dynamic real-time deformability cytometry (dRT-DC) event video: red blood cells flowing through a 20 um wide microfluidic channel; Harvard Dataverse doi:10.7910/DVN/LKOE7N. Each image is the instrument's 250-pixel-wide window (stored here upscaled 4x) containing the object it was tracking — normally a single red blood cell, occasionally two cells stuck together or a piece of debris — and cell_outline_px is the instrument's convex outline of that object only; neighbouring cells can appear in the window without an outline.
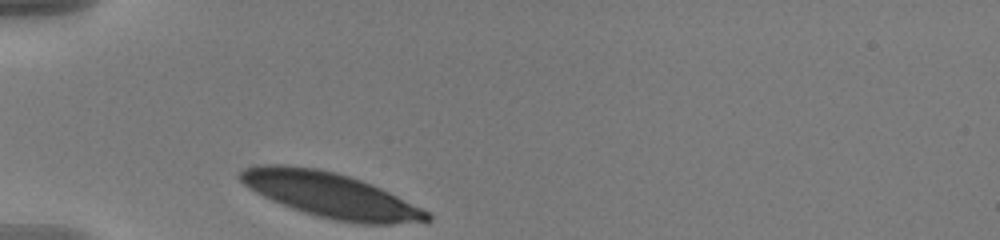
{"species": "human", "species_latin": "Homo sapiens", "temperature_condition": "warm", "stored_images_in_passage": 32, "camera_frame_rate_fps": 3000, "um_per_image_px": 0.085, "donor": {"sex": "male"}, "frame": {"image": 1, "passage_image": 1, "time_ms": 0.0, "image_size_px": [1000, 240], "cell_outline_px": [[432, 220], [392, 224], [360, 224], [332, 220], [316, 216], [292, 208], [272, 200], [248, 188], [236, 176], [244, 168], [264, 164], [284, 164], [316, 168], [336, 172], [372, 184], [428, 212], [432, 216]], "centroid_in_image_um": [28.05, 16.58], "position_along_channel_um": 57.0, "area_um2": 48.55}}
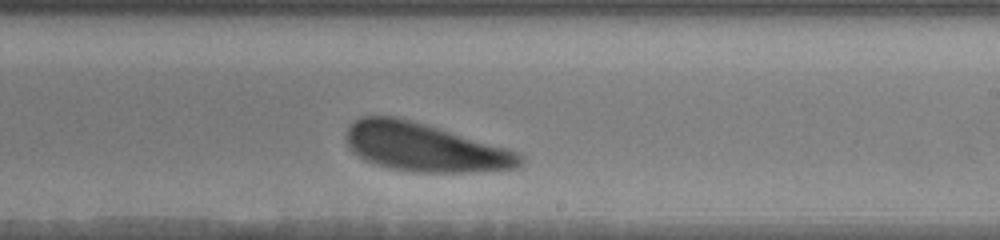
{"frame": {"image": 2, "passage_image": 19, "time_ms": 6.0, "image_size_px": [1000, 240], "cell_outline_px": [[524, 164], [516, 168], [476, 172], [412, 172], [388, 168], [364, 160], [352, 152], [344, 136], [348, 124], [360, 116], [396, 116], [508, 148], [520, 152], [524, 156]], "centroid_in_image_um": [36.08, 12.53], "position_along_channel_um": 252.9, "area_um2": 49.42}}
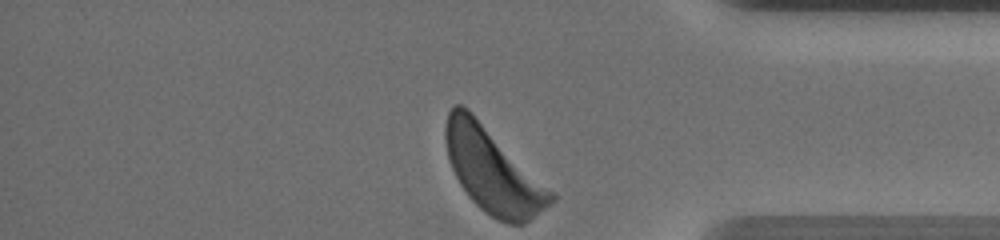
{"frame": {"image": 3, "passage_image": 32, "time_ms": 10.333, "image_size_px": [1000, 240], "cell_outline_px": [[556, 200], [552, 204], [524, 224], [508, 224], [496, 220], [484, 212], [468, 196], [460, 184], [452, 168], [448, 156], [444, 136], [444, 128], [448, 112], [452, 104], [460, 104], [468, 108], [556, 192]], "centroid_in_image_um": [41.92, 14.5], "position_along_channel_um": 393.3, "area_um2": 52.54}, "authors_computed_cell_mechanics": {"area_um2": 49.8814, "velocity_mm_per_s": 3.5248, "shape_relaxation_time_tau1_ms": 2.0351, "shape_relaxation_time_tau2_ms": null, "deformation_change_tau1": 0.0991, "deformation_change_tau2": null}}